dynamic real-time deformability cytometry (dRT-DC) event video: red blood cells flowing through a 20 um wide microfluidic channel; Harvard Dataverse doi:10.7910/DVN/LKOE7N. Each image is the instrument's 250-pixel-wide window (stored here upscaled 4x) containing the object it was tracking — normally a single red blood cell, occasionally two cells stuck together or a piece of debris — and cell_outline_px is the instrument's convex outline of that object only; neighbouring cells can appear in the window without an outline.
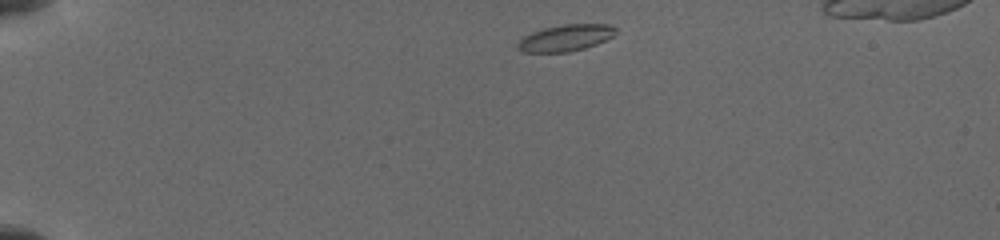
{"species": "common noctule bat (a hibernating species)", "species_latin": "Nyctalus noctula", "temperature_condition": "cold", "stored_images_in_passage": 43, "camera_frame_rate_fps": 3000, "um_per_image_px": 0.085, "animal": {"sex": "female", "body_mass_g": 19.5, "forearm_length_mm": 54.1}, "frame": {"image": 1, "passage_image": 1, "time_ms": 0.0, "image_size_px": [1000, 240], "cell_outline_px": [[616, 32], [612, 36], [596, 44], [584, 48], [568, 52], [524, 52], [516, 48], [516, 44], [524, 36], [532, 32], [544, 28], [564, 24], [612, 24], [616, 28]], "centroid_in_image_um": [48.07, 3.21], "position_along_channel_um": 36.9, "area_um2": 15.09}}
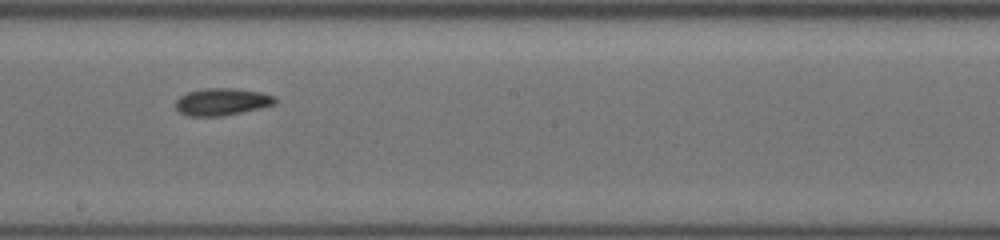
{"frame": {"image": 2, "passage_image": 20, "time_ms": 6.667, "image_size_px": [1000, 240], "cell_outline_px": [[276, 104], [260, 108], [224, 116], [188, 116], [180, 112], [176, 108], [176, 100], [180, 96], [188, 92], [204, 88], [232, 88], [260, 92], [276, 96]], "centroid_in_image_um": [18.87, 8.65], "position_along_channel_um": 229.3, "area_um2": 15.78}}
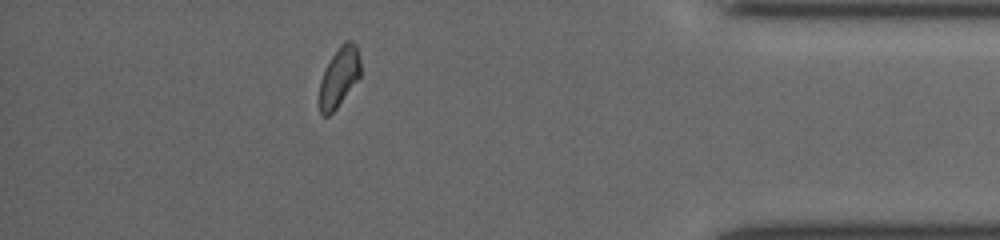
{"frame": {"image": 3, "passage_image": 36, "time_ms": 12.0, "image_size_px": [1000, 240], "cell_outline_px": [[360, 76], [336, 108], [328, 116], [320, 116], [320, 80], [332, 56], [340, 44], [344, 40], [352, 40], [356, 44], [360, 60]], "centroid_in_image_um": [28.83, 6.52], "position_along_channel_um": 406.4, "area_um2": 14.1}}